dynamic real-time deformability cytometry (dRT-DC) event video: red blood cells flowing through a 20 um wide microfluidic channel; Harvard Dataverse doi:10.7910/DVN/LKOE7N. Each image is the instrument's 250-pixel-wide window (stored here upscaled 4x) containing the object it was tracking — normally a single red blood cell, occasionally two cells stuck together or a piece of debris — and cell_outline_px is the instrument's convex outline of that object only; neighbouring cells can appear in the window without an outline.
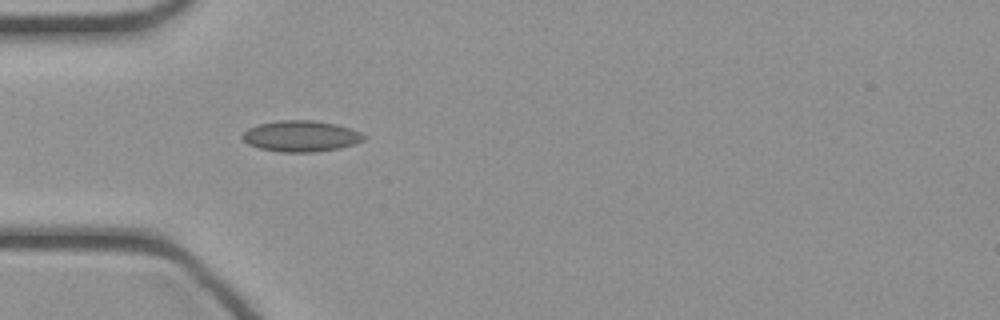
{"species": "common noctule bat (a hibernating species)", "species_latin": "Nyctalus noctula", "temperature_condition": "cold", "stored_images_in_passage": 20, "camera_frame_rate_fps": 3000, "um_per_image_px": 0.085, "animal": {"sex": "female", "body_mass_g": 21.9}, "frame": {"image": 1, "passage_image": 1, "time_ms": 0.0, "image_size_px": [1000, 320], "cell_outline_px": [[368, 136], [364, 140], [340, 148], [312, 152], [280, 152], [260, 148], [248, 144], [240, 136], [248, 128], [260, 124], [280, 120], [312, 120], [336, 124], [360, 132]], "centroid_in_image_um": [25.58, 11.57], "position_along_channel_um": 59.4, "area_um2": 21.85}}
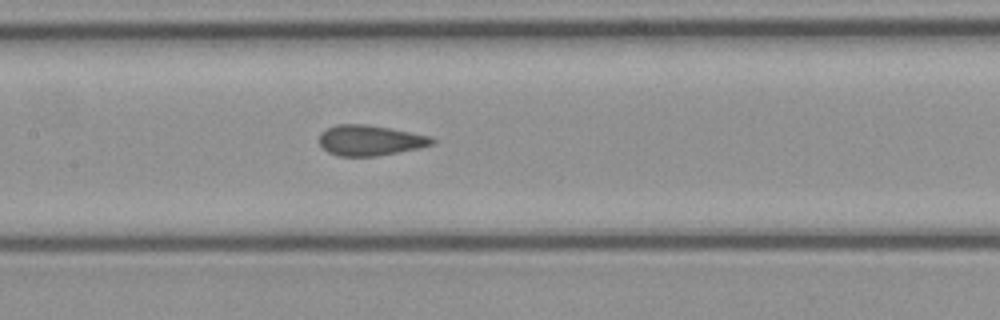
{"frame": {"image": 2, "passage_image": 9, "time_ms": 2.667, "image_size_px": [1000, 320], "cell_outline_px": [[436, 140], [432, 144], [420, 148], [376, 156], [340, 156], [328, 152], [320, 144], [320, 132], [336, 124], [368, 124], [432, 136]], "centroid_in_image_um": [31.47, 11.92], "position_along_channel_um": 175.9, "area_um2": 20.0}}
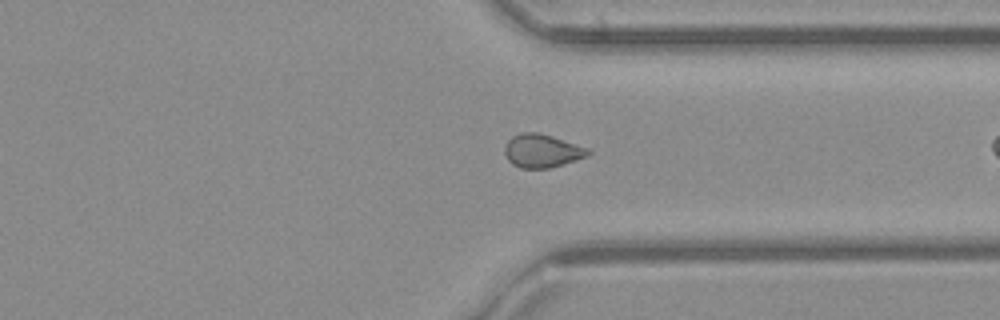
{"frame": {"image": 3, "passage_image": 19, "time_ms": 6.0, "image_size_px": [1000, 320], "cell_outline_px": [[592, 152], [588, 156], [564, 164], [548, 168], [520, 168], [512, 164], [508, 160], [504, 152], [504, 144], [512, 136], [520, 132], [536, 132], [552, 136], [588, 148]], "centroid_in_image_um": [46.05, 12.82], "position_along_channel_um": 365.3, "area_um2": 16.3}}